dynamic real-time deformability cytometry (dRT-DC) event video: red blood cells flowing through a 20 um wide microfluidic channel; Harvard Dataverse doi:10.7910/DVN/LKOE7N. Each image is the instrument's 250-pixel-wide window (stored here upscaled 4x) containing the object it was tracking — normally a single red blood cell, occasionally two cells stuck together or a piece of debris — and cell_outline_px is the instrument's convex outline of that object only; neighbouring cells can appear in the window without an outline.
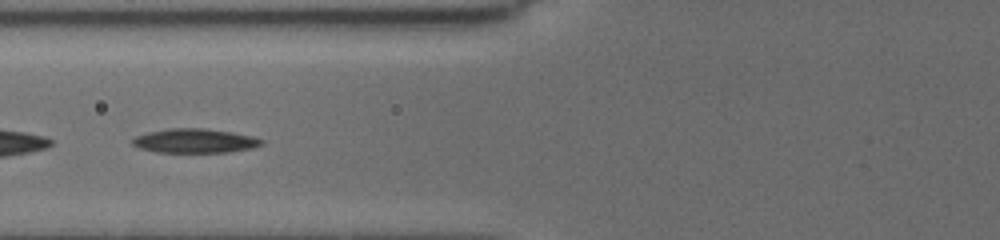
{"species": "common noctule bat (a hibernating species)", "species_latin": "Nyctalus noctula", "temperature_condition": "cold", "stored_images_in_passage": 47, "segment_of_instrument_passage": [2, 2], "camera_frame_rate_fps": 3000, "um_per_image_px": 0.085, "animal": {"sex": "female", "body_mass_g": 19.5, "forearm_length_mm": 54.1}, "frame": {"image": 1, "passage_image": 17, "time_ms": 5.667, "image_size_px": [1000, 240], "cell_outline_px": [[264, 144], [252, 148], [228, 152], [156, 152], [140, 148], [132, 144], [132, 140], [136, 136], [148, 132], [168, 128], [204, 128], [232, 132], [252, 136], [264, 140]], "centroid_in_image_um": [16.58, 11.96], "position_along_channel_um": 109.2, "area_um2": 18.21}}
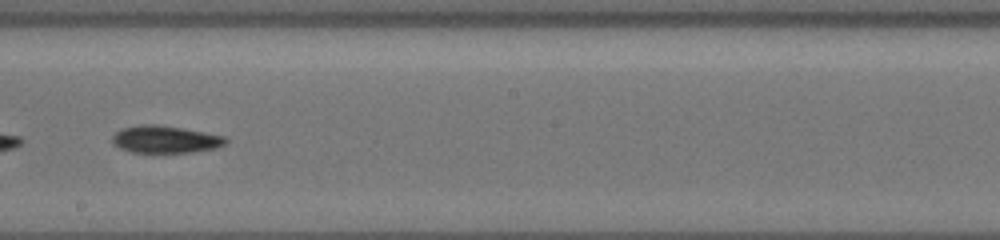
{"frame": {"image": 2, "passage_image": 26, "time_ms": 9.0, "image_size_px": [1000, 240], "cell_outline_px": [[228, 140], [224, 144], [216, 148], [192, 152], [132, 152], [120, 148], [112, 144], [112, 136], [120, 128], [140, 124], [156, 124], [184, 128], [224, 136]], "centroid_in_image_um": [14.01, 11.83], "position_along_channel_um": 234.2, "area_um2": 18.09}}
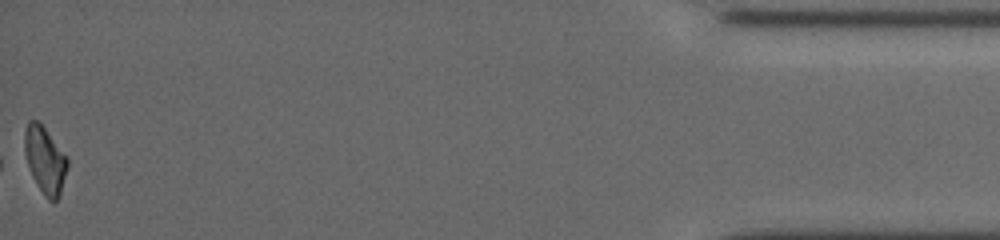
{"frame": {"image": 3, "passage_image": 47, "time_ms": 16.333, "image_size_px": [1000, 240], "cell_outline_px": [[68, 168], [60, 196], [52, 204], [44, 196], [32, 176], [24, 152], [24, 132], [28, 120], [36, 120], [44, 128], [68, 156]], "centroid_in_image_um": [3.84, 13.63], "position_along_channel_um": 431.4, "area_um2": 16.88}}